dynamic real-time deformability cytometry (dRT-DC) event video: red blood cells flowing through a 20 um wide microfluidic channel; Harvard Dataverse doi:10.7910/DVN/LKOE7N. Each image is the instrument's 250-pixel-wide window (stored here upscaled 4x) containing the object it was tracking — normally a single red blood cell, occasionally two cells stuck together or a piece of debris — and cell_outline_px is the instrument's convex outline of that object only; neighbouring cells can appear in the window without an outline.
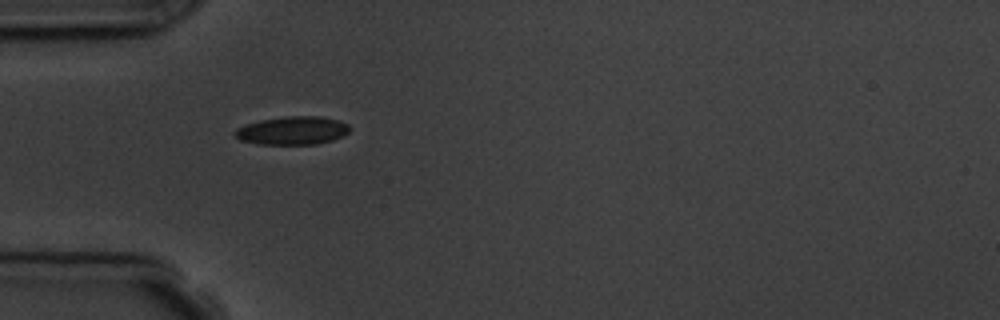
{"species": "common noctule bat (a hibernating species)", "species_latin": "Nyctalus noctula", "temperature_condition": "room temperature", "stored_images_in_passage": 1, "camera_frame_rate_fps": 3000, "um_per_image_px": 0.085, "animal": {"sex": "male", "body_mass_g": 19.5, "forearm_length_mm": 54.6}, "frame": {"image": 1, "passage_image": 1, "time_ms": 0.0, "image_size_px": [1000, 320], "cell_outline_px": [[352, 128], [344, 136], [332, 140], [316, 144], [256, 144], [240, 140], [236, 136], [236, 128], [260, 120], [284, 116], [320, 116], [336, 120], [348, 124]], "centroid_in_image_um": [24.89, 11.1], "position_along_channel_um": 60.1, "area_um2": 18.84}}